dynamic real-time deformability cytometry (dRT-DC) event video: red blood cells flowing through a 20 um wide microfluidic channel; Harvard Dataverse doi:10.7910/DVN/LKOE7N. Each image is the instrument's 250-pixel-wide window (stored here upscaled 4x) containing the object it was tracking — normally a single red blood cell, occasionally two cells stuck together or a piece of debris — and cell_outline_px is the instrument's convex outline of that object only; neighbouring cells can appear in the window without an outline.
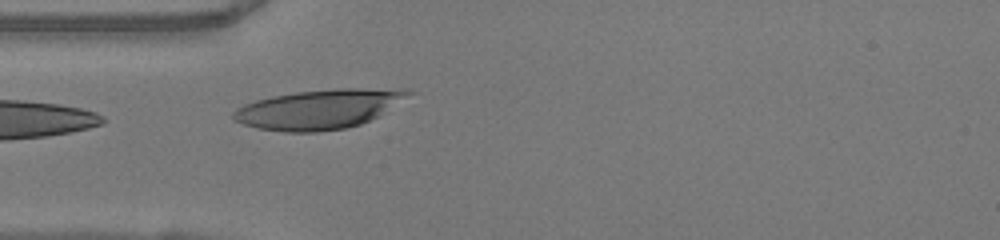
{"species": "human", "species_latin": "Homo sapiens", "temperature_condition": "warm", "stored_images_in_passage": 7, "camera_frame_rate_fps": 3000, "um_per_image_px": 0.085, "donor": {"sex": "female"}, "frame": {"image": 1, "passage_image": 1, "time_ms": 0.0, "image_size_px": [1000, 240], "cell_outline_px": [[412, 92], [376, 116], [360, 124], [344, 128], [316, 132], [284, 132], [260, 128], [244, 124], [232, 120], [232, 112], [236, 108], [244, 104], [256, 100], [272, 96], [296, 92], [336, 88], [408, 88]], "centroid_in_image_um": [27.04, 9.27], "position_along_channel_um": 58.0, "area_um2": 39.82}}
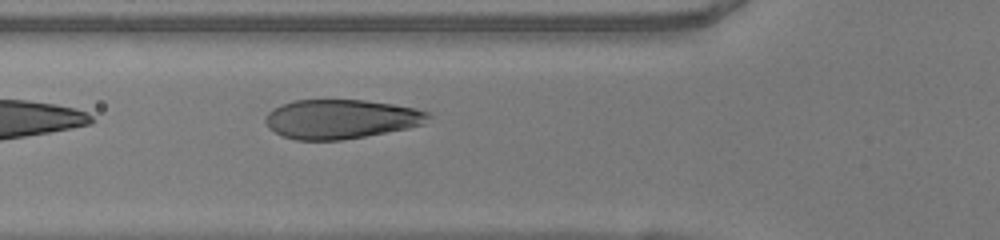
{"frame": {"image": 2, "passage_image": 4, "time_ms": 1.0, "image_size_px": [1000, 240], "cell_outline_px": [[432, 116], [424, 124], [408, 128], [364, 136], [340, 140], [296, 140], [284, 136], [268, 128], [264, 120], [268, 112], [272, 108], [280, 104], [292, 100], [364, 100], [416, 108], [428, 112]], "centroid_in_image_um": [28.96, 10.11], "position_along_channel_um": 96.8, "area_um2": 37.28}}